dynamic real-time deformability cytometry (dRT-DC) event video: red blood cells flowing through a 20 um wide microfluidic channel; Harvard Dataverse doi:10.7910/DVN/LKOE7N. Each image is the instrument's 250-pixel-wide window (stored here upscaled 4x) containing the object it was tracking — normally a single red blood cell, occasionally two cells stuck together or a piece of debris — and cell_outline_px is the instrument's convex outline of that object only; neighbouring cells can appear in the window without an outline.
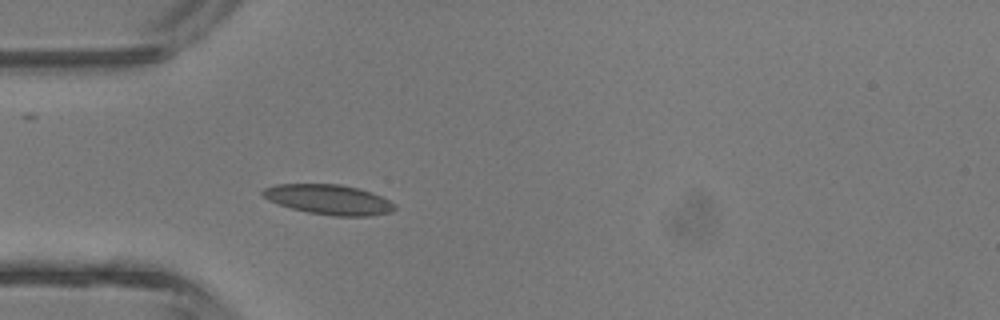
{"species": "common noctule bat (a hibernating species)", "species_latin": "Nyctalus noctula", "temperature_condition": "room temperature", "stored_images_in_passage": 3, "camera_frame_rate_fps": 3000, "um_per_image_px": 0.085, "animal": {"sex": "male", "body_mass_g": 13.3}, "frame": {"image": 1, "passage_image": 3, "time_ms": 2.333, "image_size_px": [1000, 320], "cell_outline_px": [[396, 208], [392, 212], [368, 216], [332, 216], [308, 212], [292, 208], [268, 200], [260, 192], [264, 188], [276, 184], [340, 184], [360, 188], [372, 192], [396, 204]], "centroid_in_image_um": [27.97, 16.96], "position_along_channel_um": 57.0, "area_um2": 23.06}}